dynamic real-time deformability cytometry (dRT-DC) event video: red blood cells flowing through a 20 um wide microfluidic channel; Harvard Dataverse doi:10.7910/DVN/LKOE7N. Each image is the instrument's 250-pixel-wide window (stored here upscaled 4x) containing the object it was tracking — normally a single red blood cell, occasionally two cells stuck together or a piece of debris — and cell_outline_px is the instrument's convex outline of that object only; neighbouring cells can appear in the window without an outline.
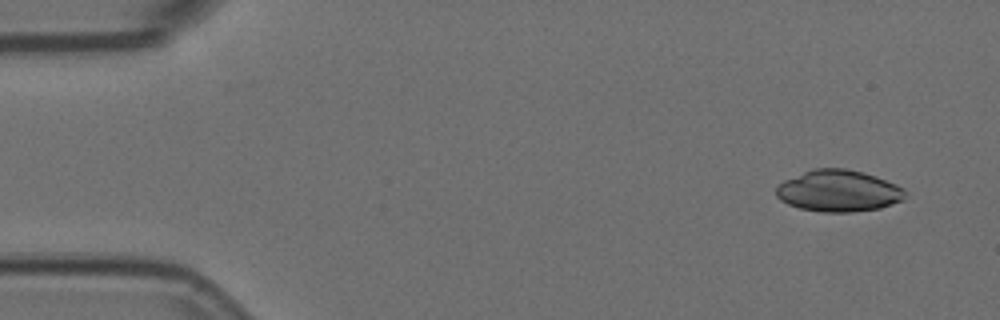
{"species": "Egyptian fruit bat (a non-hibernating species)", "species_latin": "Rousettus aegyptiacus", "temperature_condition": "room temperature", "stored_images_in_passage": 5, "camera_frame_rate_fps": 3000, "um_per_image_px": 0.085, "animal": {"sex": "female"}, "frame": {"image": 1, "passage_image": 1, "time_ms": 0.0, "image_size_px": [1000, 320], "cell_outline_px": [[908, 196], [904, 200], [880, 208], [852, 212], [820, 212], [800, 208], [788, 204], [780, 200], [776, 196], [776, 184], [784, 180], [812, 168], [844, 168], [864, 172], [896, 184], [904, 188]], "centroid_in_image_um": [71.27, 16.22], "position_along_channel_um": 13.7, "area_um2": 31.62}}
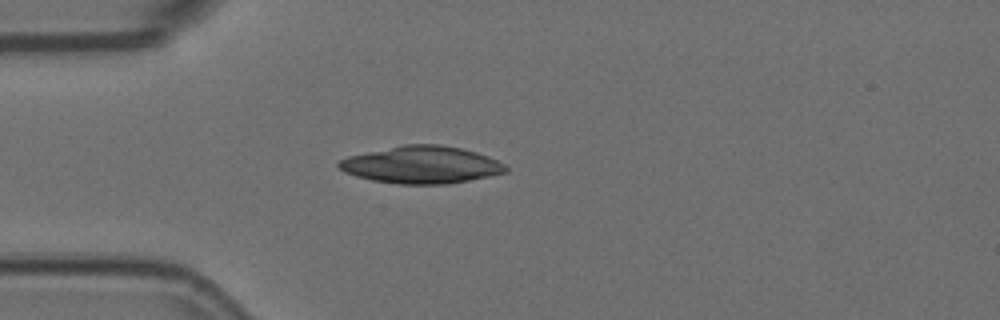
{"frame": {"image": 2, "passage_image": 4, "time_ms": 1.0, "image_size_px": [1000, 320], "cell_outline_px": [[508, 172], [448, 184], [400, 184], [372, 180], [356, 176], [344, 172], [336, 164], [340, 160], [348, 156], [404, 144], [440, 144], [460, 148], [476, 152], [488, 156], [504, 164], [508, 168]], "centroid_in_image_um": [35.82, 14.01], "position_along_channel_um": 49.2, "area_um2": 36.13}}